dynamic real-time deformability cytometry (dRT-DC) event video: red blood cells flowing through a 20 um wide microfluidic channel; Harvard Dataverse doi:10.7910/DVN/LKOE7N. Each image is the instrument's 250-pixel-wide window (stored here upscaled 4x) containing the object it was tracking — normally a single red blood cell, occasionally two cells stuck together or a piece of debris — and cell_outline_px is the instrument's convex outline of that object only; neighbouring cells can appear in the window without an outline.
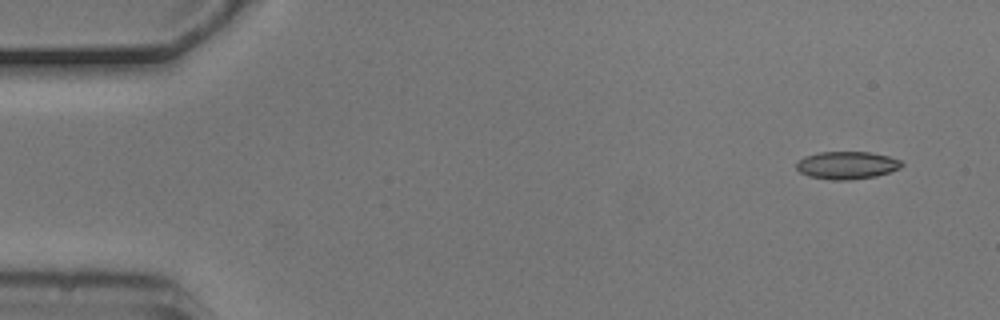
{"species": "common noctule bat (a hibernating species)", "species_latin": "Nyctalus noctula", "temperature_condition": "cold", "stored_images_in_passage": 4, "camera_frame_rate_fps": 3000, "um_per_image_px": 0.085, "animal": {"sex": "male", "body_mass_g": 20.5, "forearm_length_mm": 52.5}, "frame": {"image": 1, "passage_image": 1, "time_ms": 0.0, "image_size_px": [1000, 320], "cell_outline_px": [[904, 164], [900, 168], [876, 176], [852, 180], [832, 180], [808, 176], [800, 172], [796, 168], [796, 160], [804, 156], [820, 152], [868, 152], [888, 156], [900, 160]], "centroid_in_image_um": [71.95, 14.05], "position_along_channel_um": 13.1, "area_um2": 17.05}}
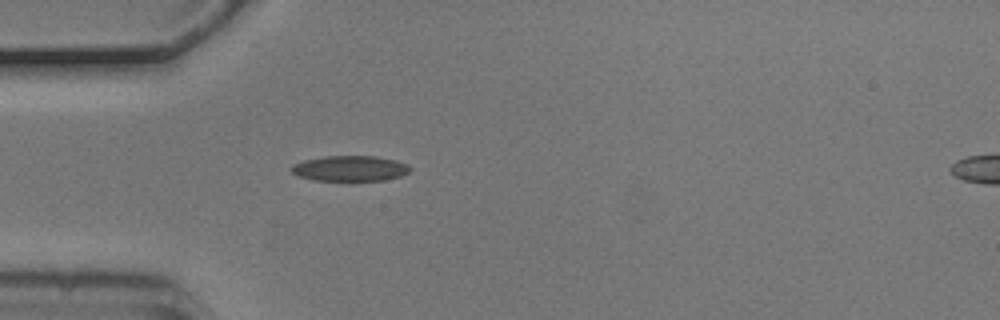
{"frame": {"image": 2, "passage_image": 4, "time_ms": 1.0, "image_size_px": [1000, 320], "cell_outline_px": [[412, 168], [408, 172], [400, 176], [384, 180], [352, 184], [348, 184], [316, 180], [300, 176], [292, 172], [288, 168], [292, 164], [304, 160], [324, 156], [376, 156], [396, 160], [408, 164]], "centroid_in_image_um": [29.75, 14.36], "position_along_channel_um": 55.2, "area_um2": 18.61}}